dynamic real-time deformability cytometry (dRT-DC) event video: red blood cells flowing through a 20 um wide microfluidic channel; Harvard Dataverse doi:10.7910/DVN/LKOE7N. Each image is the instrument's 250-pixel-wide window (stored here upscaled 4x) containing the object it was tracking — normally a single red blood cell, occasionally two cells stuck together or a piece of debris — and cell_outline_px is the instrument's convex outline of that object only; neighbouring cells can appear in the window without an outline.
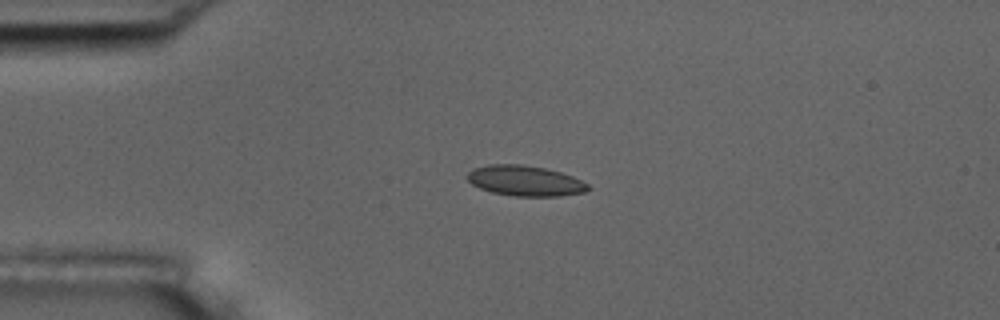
{"species": "common noctule bat (a hibernating species)", "species_latin": "Nyctalus noctula", "temperature_condition": "room temperature", "stored_images_in_passage": 7, "camera_frame_rate_fps": 3000, "um_per_image_px": 0.085, "animal": {"sex": "male", "body_mass_g": 17.5, "forearm_length_mm": 52.3}, "frame": {"image": 1, "passage_image": 5, "time_ms": 4.333, "image_size_px": [1000, 320], "cell_outline_px": [[588, 188], [584, 192], [560, 196], [516, 196], [492, 192], [480, 188], [472, 184], [468, 180], [468, 172], [472, 168], [488, 164], [520, 164], [544, 168], [560, 172], [572, 176], [588, 184]], "centroid_in_image_um": [44.6, 15.36], "position_along_channel_um": 40.4, "area_um2": 21.21}}